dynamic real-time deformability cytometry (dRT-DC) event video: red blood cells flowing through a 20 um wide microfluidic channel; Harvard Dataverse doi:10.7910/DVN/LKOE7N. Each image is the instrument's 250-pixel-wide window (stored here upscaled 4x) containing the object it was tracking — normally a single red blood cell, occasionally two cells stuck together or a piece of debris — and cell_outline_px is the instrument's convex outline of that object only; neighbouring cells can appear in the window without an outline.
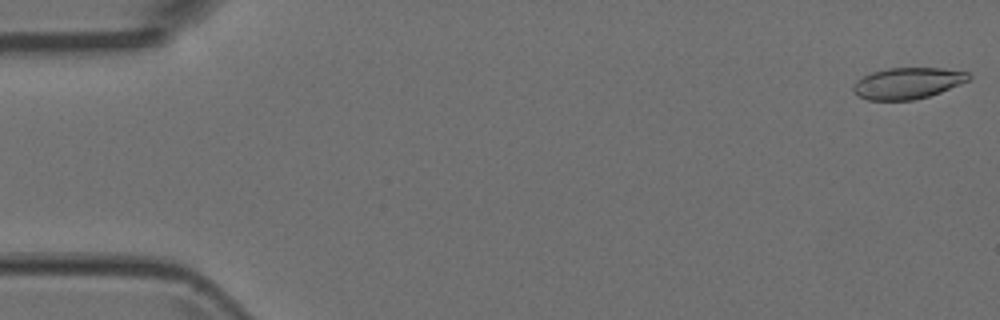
{"species": "Egyptian fruit bat (a non-hibernating species)", "species_latin": "Rousettus aegyptiacus", "temperature_condition": "room temperature", "stored_images_in_passage": 5, "camera_frame_rate_fps": 3000, "um_per_image_px": 0.085, "animal": {"sex": "female"}, "frame": {"image": 1, "passage_image": 1, "time_ms": 0.0, "image_size_px": [1000, 320], "cell_outline_px": [[972, 76], [968, 80], [960, 84], [940, 92], [928, 96], [912, 100], [868, 100], [856, 96], [852, 88], [856, 80], [872, 72], [888, 68], [944, 68], [968, 72]], "centroid_in_image_um": [77.13, 7.07], "position_along_channel_um": 7.9, "area_um2": 21.04}}
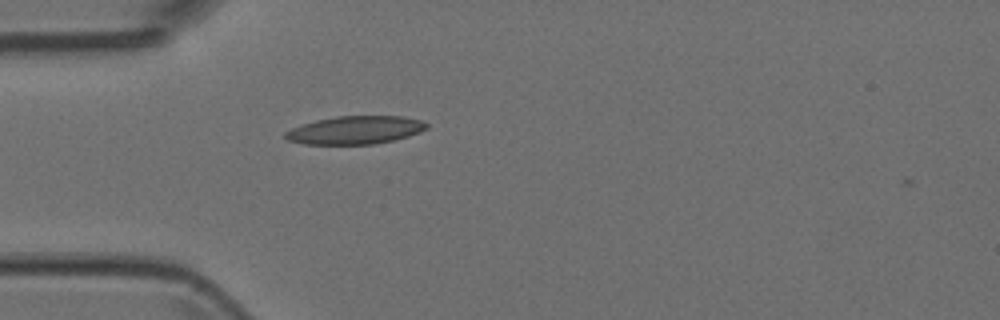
{"frame": {"image": 2, "passage_image": 5, "time_ms": 1.333, "image_size_px": [1000, 320], "cell_outline_px": [[428, 128], [420, 132], [408, 136], [392, 140], [372, 144], [304, 144], [288, 140], [284, 136], [284, 132], [292, 128], [316, 120], [336, 116], [404, 116], [420, 120], [428, 124]], "centroid_in_image_um": [30.2, 11.05], "position_along_channel_um": 54.8, "area_um2": 23.0}}